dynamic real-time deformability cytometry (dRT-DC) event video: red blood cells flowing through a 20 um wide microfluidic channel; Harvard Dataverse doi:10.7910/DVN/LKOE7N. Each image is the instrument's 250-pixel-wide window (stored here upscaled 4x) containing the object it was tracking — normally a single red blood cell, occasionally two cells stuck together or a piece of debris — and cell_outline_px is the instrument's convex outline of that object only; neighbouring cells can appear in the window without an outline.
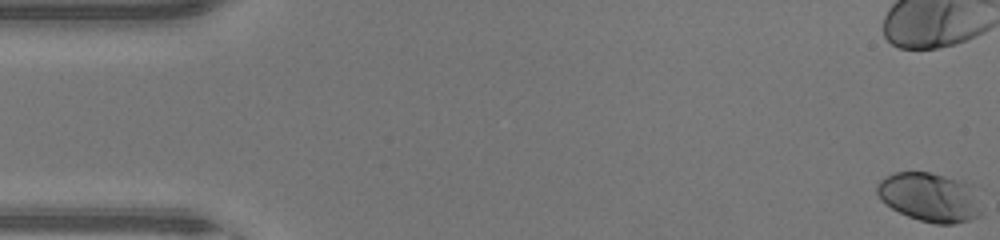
{"species": "human", "species_latin": "Homo sapiens", "temperature_condition": "warm", "stored_images_in_passage": 39, "camera_frame_rate_fps": 3000, "um_per_image_px": 0.085, "donor": {"sex": "male"}, "frame": {"image": 1, "passage_image": 1, "time_ms": 0.0, "image_size_px": [1000, 240], "cell_outline_px": [[984, 216], [952, 224], [936, 224], [920, 220], [908, 216], [892, 208], [880, 200], [876, 192], [876, 184], [880, 180], [896, 172], [928, 172], [964, 180], [972, 184], [984, 212]], "centroid_in_image_um": [79.08, 16.76], "position_along_channel_um": 5.9, "area_um2": 30.35}}